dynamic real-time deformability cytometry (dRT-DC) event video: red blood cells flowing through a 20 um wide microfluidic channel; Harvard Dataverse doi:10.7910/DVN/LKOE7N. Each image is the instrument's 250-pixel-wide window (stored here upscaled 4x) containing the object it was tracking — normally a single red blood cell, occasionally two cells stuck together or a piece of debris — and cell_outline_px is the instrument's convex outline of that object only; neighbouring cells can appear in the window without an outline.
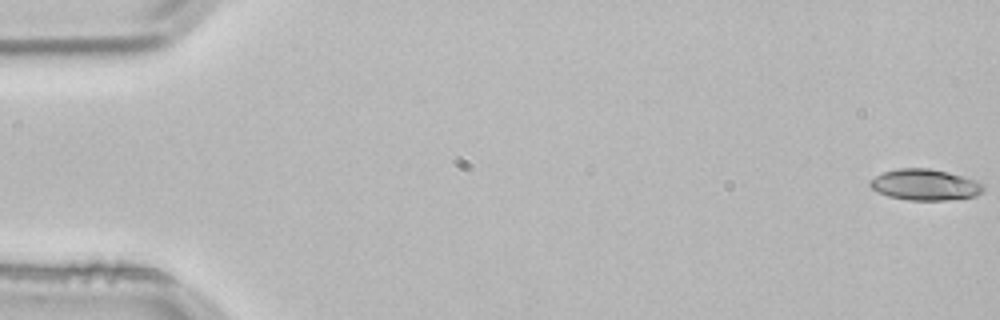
{"species": "common noctule bat (a hibernating species)", "species_latin": "Nyctalus noctula", "temperature_condition": "room temperature", "stored_images_in_passage": 3, "camera_frame_rate_fps": 3000, "um_per_image_px": 0.085, "animal": {"sex": "male", "body_mass_g": 21.5, "forearm_length_mm": 52.0}, "frame": {"image": 1, "passage_image": 1, "time_ms": 0.0, "image_size_px": [1000, 320], "cell_outline_px": [[984, 192], [976, 196], [948, 200], [908, 200], [888, 196], [872, 188], [868, 184], [868, 180], [884, 172], [896, 168], [928, 168], [948, 172], [976, 180], [984, 188]], "centroid_in_image_um": [78.62, 15.7], "position_along_channel_um": 6.4, "area_um2": 20.52}}